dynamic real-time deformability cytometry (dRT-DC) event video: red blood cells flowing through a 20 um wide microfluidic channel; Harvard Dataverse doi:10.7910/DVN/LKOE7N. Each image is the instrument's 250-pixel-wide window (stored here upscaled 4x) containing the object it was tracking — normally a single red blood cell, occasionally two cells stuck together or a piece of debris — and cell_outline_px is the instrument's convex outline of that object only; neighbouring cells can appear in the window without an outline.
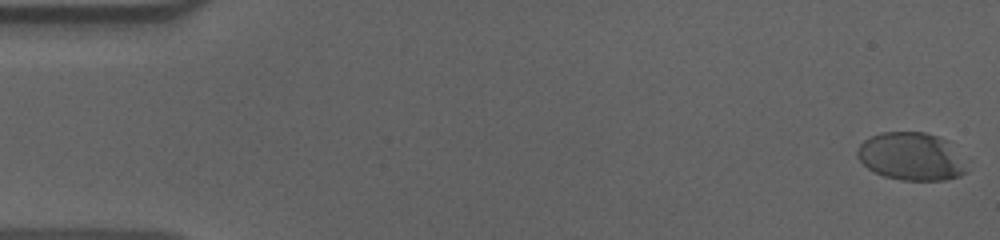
{"species": "human", "species_latin": "Homo sapiens", "temperature_condition": "cold", "stored_images_in_passage": 26, "camera_frame_rate_fps": 3000, "um_per_image_px": 0.085, "donor": {"sex": "male"}, "frame": {"image": 1, "passage_image": 1, "time_ms": 0.0, "image_size_px": [1000, 240], "cell_outline_px": [[968, 172], [960, 176], [944, 180], [904, 180], [884, 176], [868, 168], [856, 156], [856, 152], [860, 144], [864, 140], [880, 132], [924, 132], [948, 140]], "centroid_in_image_um": [77.42, 13.3], "position_along_channel_um": 7.6, "area_um2": 30.11}}
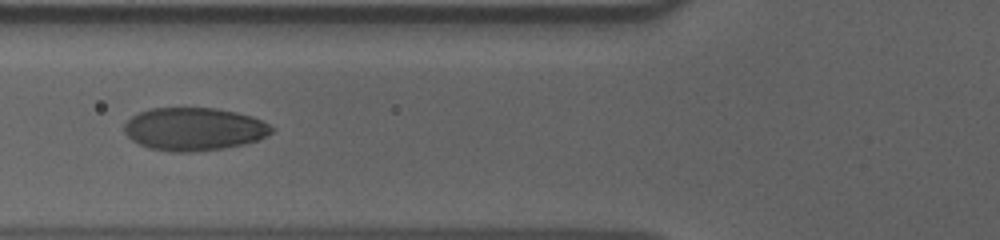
{"frame": {"image": 2, "passage_image": 22, "time_ms": 7.0, "image_size_px": [1000, 240], "cell_outline_px": [[276, 128], [272, 132], [256, 140], [244, 144], [224, 148], [192, 152], [172, 152], [148, 148], [132, 140], [124, 132], [124, 124], [132, 116], [148, 108], [216, 108], [236, 112], [252, 116]], "centroid_in_image_um": [16.47, 10.97], "position_along_channel_um": 109.3, "area_um2": 36.88}}
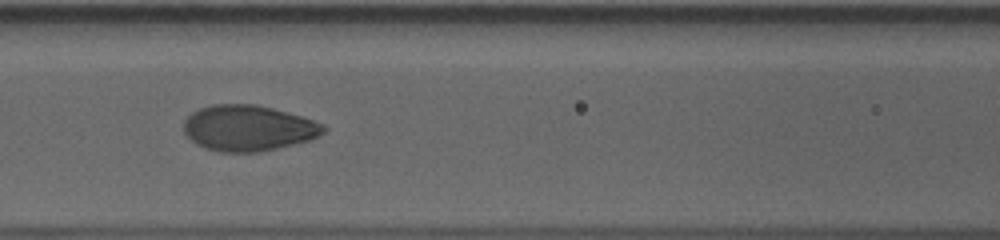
{"frame": {"image": 3, "passage_image": 25, "time_ms": 8.0, "image_size_px": [1000, 240], "cell_outline_px": [[328, 128], [324, 132], [312, 140], [260, 152], [220, 152], [204, 148], [196, 144], [184, 132], [184, 120], [192, 112], [200, 108], [212, 104], [256, 104], [272, 108], [300, 116], [324, 124]], "centroid_in_image_um": [21.11, 10.89], "position_along_channel_um": 145.5, "area_um2": 37.4}}